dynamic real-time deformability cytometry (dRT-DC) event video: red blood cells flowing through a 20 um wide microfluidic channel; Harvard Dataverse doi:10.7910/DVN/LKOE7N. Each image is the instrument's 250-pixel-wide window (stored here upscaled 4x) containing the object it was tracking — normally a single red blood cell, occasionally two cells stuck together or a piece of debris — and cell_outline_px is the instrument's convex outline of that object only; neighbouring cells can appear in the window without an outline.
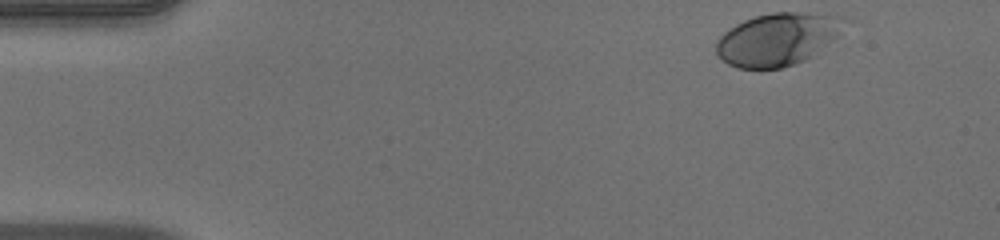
{"species": "human", "species_latin": "Homo sapiens", "temperature_condition": "warm", "stored_images_in_passage": 40, "camera_frame_rate_fps": 3000, "um_per_image_px": 0.085, "donor": {"sex": "male"}, "frame": {"image": 1, "passage_image": 1, "time_ms": 0.0, "image_size_px": [1000, 240], "cell_outline_px": [[852, 20], [836, 36], [804, 60], [780, 68], [740, 68], [728, 64], [716, 52], [716, 40], [724, 32], [736, 24], [744, 20], [756, 16], [772, 12], [796, 12], [844, 16]], "centroid_in_image_um": [66.1, 3.3], "position_along_channel_um": 18.9, "area_um2": 38.9}}
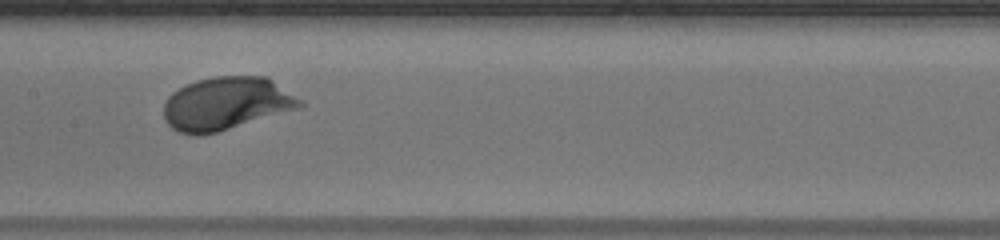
{"frame": {"image": 2, "passage_image": 22, "time_ms": 7.0, "image_size_px": [1000, 240], "cell_outline_px": [[304, 104], [300, 108], [216, 132], [200, 136], [196, 136], [180, 132], [172, 128], [164, 120], [164, 104], [168, 96], [172, 92], [196, 80], [212, 76], [268, 76], [300, 100]], "centroid_in_image_um": [19.21, 8.8], "position_along_channel_um": 188.2, "area_um2": 41.91}}
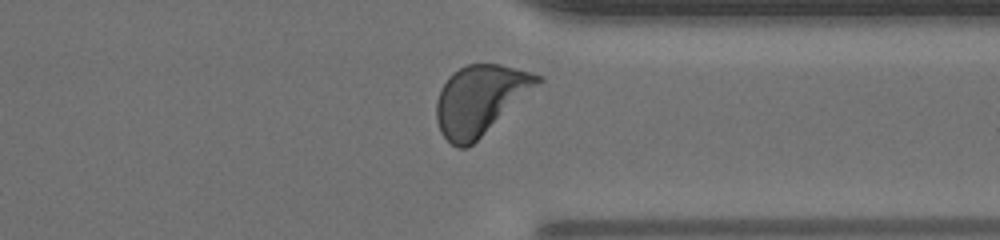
{"frame": {"image": 3, "passage_image": 36, "time_ms": 11.667, "image_size_px": [1000, 240], "cell_outline_px": [[544, 84], [468, 148], [456, 148], [440, 132], [436, 120], [436, 100], [440, 88], [448, 76], [452, 72], [468, 64], [500, 64], [544, 76]], "centroid_in_image_um": [40.87, 8.49], "position_along_channel_um": 370.5, "area_um2": 41.85}, "authors_computed_cell_mechanics": {"area_um2": 39.4485, "velocity_mm_per_s": 3.9353, "shape_relaxation_time_tau1_ms": 1.8024, "shape_relaxation_time_tau2_ms": null, "deformation_change_tau1": 0.127, "deformation_change_tau2": null}}